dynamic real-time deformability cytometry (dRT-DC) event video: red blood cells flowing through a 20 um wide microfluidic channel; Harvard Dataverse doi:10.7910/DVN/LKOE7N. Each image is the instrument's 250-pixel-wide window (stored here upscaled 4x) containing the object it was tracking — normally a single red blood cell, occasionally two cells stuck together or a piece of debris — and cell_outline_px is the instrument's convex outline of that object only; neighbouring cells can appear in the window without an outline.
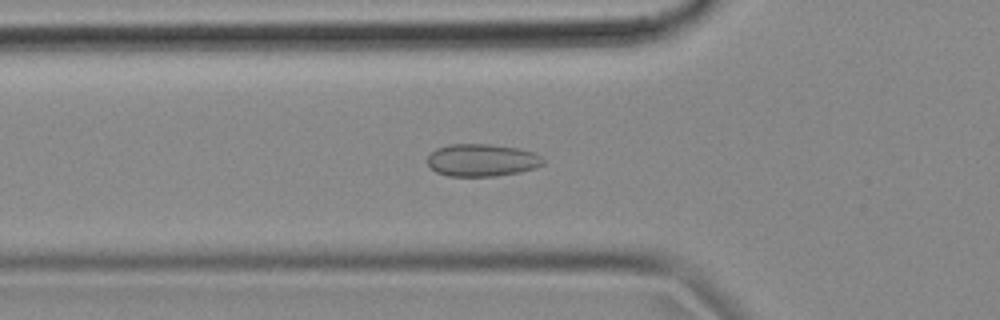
{"species": "common noctule bat (a hibernating species)", "species_latin": "Nyctalus noctula", "temperature_condition": "cold", "stored_images_in_passage": 42, "camera_frame_rate_fps": 3000, "um_per_image_px": 0.085, "animal": {"sex": "female", "body_mass_g": 18.4}, "frame": {"image": 1, "passage_image": 12, "time_ms": 3.667, "image_size_px": [1000, 320], "cell_outline_px": [[544, 164], [536, 168], [520, 172], [496, 176], [448, 176], [436, 172], [428, 164], [428, 156], [436, 148], [448, 144], [492, 144], [520, 148], [532, 152], [540, 156], [544, 160]], "centroid_in_image_um": [40.98, 13.61], "position_along_channel_um": 84.8, "area_um2": 22.02}}
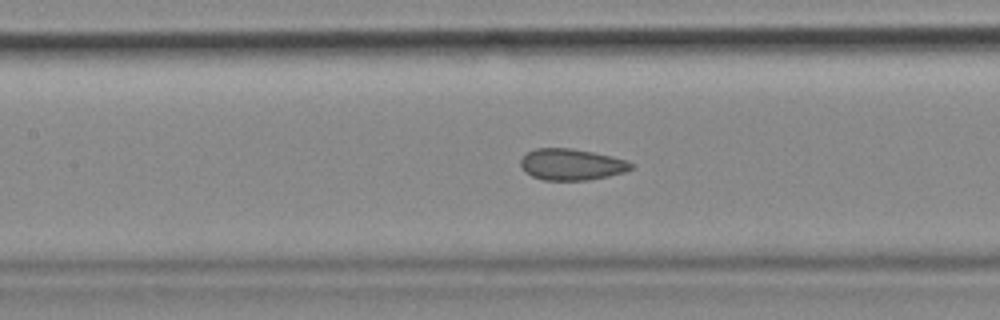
{"frame": {"image": 2, "passage_image": 18, "time_ms": 5.667, "image_size_px": [1000, 320], "cell_outline_px": [[636, 164], [632, 168], [624, 172], [608, 176], [588, 180], [544, 180], [532, 176], [524, 172], [520, 164], [520, 160], [528, 152], [536, 148], [572, 148], [612, 156], [628, 160]], "centroid_in_image_um": [48.6, 13.98], "position_along_channel_um": 158.8, "area_um2": 20.29}}
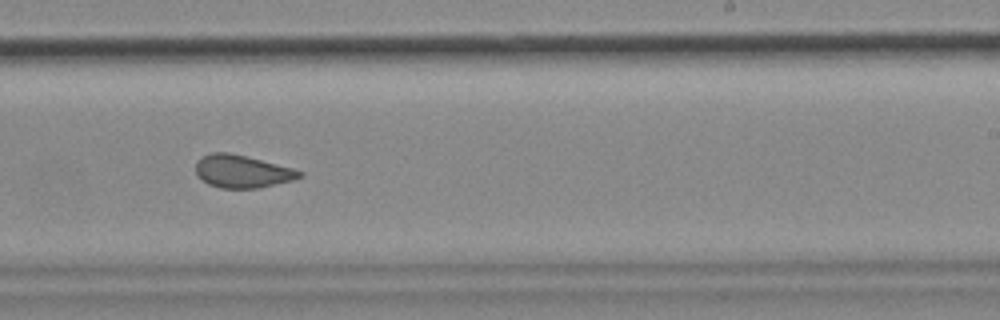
{"frame": {"image": 3, "passage_image": 27, "time_ms": 8.667, "image_size_px": [1000, 320], "cell_outline_px": [[304, 176], [292, 180], [256, 188], [220, 188], [208, 184], [196, 172], [196, 160], [212, 152], [228, 152], [292, 168], [304, 172]], "centroid_in_image_um": [20.58, 14.57], "position_along_channel_um": 268.4, "area_um2": 19.42}, "authors_computed_cell_mechanics": {"area_um2": 20.4034, "velocity_mm_per_s": 3.6652, "shape_relaxation_time_tau1_ms": null, "shape_relaxation_time_tau2_ms": 1.3851, "deformation_change_tau1": null, "deformation_change_tau2": 0.0651}}